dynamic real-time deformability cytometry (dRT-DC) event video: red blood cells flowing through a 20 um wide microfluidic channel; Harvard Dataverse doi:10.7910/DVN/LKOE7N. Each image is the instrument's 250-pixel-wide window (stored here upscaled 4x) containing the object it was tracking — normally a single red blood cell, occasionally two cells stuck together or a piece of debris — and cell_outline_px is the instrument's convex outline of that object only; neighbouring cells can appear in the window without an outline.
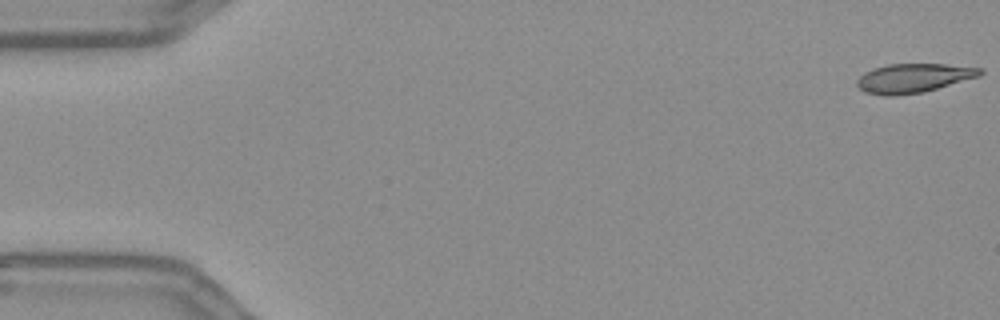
{"species": "Egyptian fruit bat (a non-hibernating species)", "species_latin": "Rousettus aegyptiacus", "temperature_condition": "warm", "stored_images_in_passage": 55, "camera_frame_rate_fps": 3000, "um_per_image_px": 0.085, "frame": {"image": 1, "passage_image": 1, "time_ms": 0.0, "image_size_px": [1000, 320], "cell_outline_px": [[984, 72], [980, 76], [924, 92], [892, 96], [884, 96], [864, 92], [856, 84], [856, 80], [864, 72], [872, 68], [888, 64], [944, 64], [984, 68]], "centroid_in_image_um": [77.64, 6.64], "position_along_channel_um": 7.4, "area_um2": 21.04}}
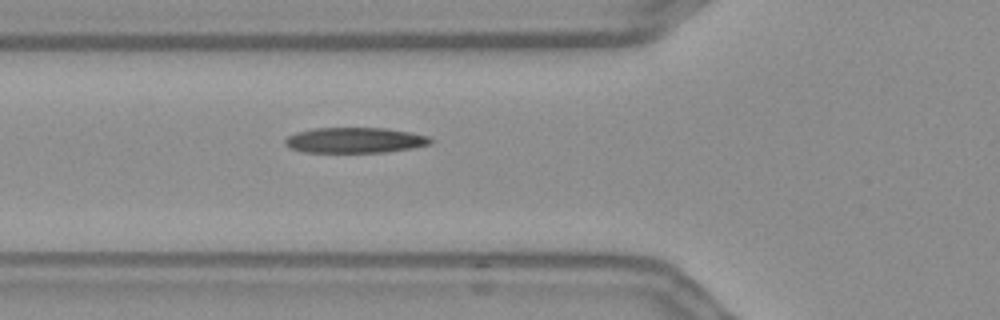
{"frame": {"image": 2, "passage_image": 20, "time_ms": 6.333, "image_size_px": [1000, 320], "cell_outline_px": [[432, 144], [412, 148], [384, 152], [304, 152], [288, 148], [284, 144], [284, 140], [288, 136], [296, 132], [312, 128], [388, 128], [428, 136], [432, 140]], "centroid_in_image_um": [30.13, 11.92], "position_along_channel_um": 95.7, "area_um2": 21.68}}
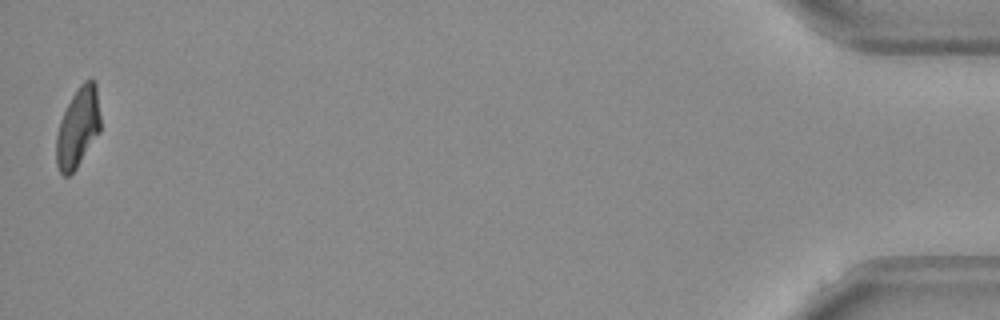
{"frame": {"image": 3, "passage_image": 55, "time_ms": 18.0, "image_size_px": [1000, 320], "cell_outline_px": [[100, 132], [76, 168], [68, 176], [64, 176], [60, 172], [56, 164], [56, 136], [60, 120], [72, 96], [80, 84], [84, 80], [92, 76], [96, 84], [100, 116]], "centroid_in_image_um": [6.63, 10.81], "position_along_channel_um": 428.6, "area_um2": 20.58}, "authors_computed_cell_mechanics": {"area_um2": 21.4438, "velocity_mm_per_s": 3.6677, "shape_relaxation_time_tau1_ms": 10.2602, "shape_relaxation_time_tau2_ms": 2.4438, "deformation_change_tau1": 0.2905, "deformation_change_tau2": 0.1183}}